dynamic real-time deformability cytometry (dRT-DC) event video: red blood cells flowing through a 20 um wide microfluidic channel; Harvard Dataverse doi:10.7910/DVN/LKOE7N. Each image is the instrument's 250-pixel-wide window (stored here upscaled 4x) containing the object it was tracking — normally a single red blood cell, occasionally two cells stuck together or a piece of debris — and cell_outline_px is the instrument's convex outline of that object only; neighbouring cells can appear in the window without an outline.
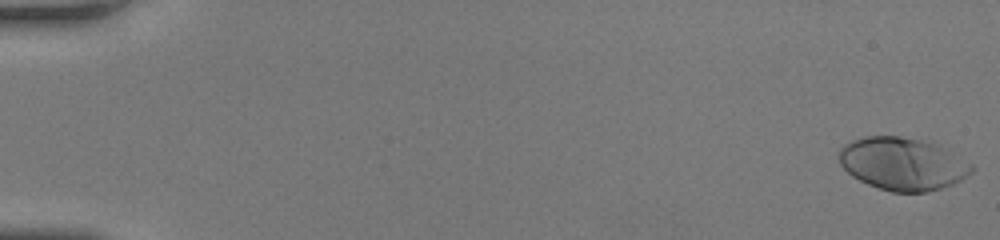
{"species": "human", "species_latin": "Homo sapiens", "temperature_condition": "room temperature", "stored_images_in_passage": 44, "camera_frame_rate_fps": 3000, "um_per_image_px": 0.085, "donor": {"sex": "female"}, "frame": {"image": 1, "passage_image": 1, "time_ms": 0.0, "image_size_px": [1000, 240], "cell_outline_px": [[976, 168], [972, 172], [960, 180], [952, 184], [928, 192], [892, 192], [868, 184], [852, 176], [840, 164], [840, 148], [844, 144], [852, 140], [864, 136], [900, 136], [932, 144], [972, 164]], "centroid_in_image_um": [76.68, 13.94], "position_along_channel_um": 8.3, "area_um2": 39.94}}
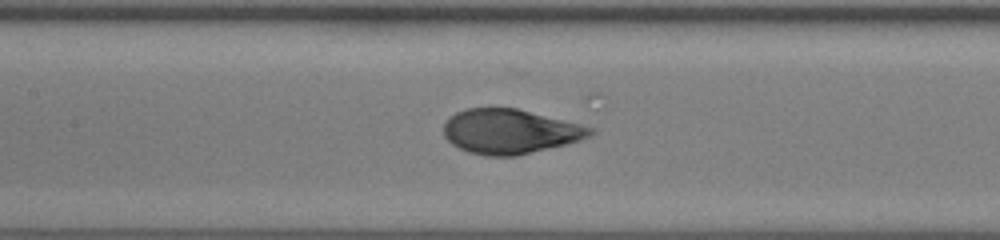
{"frame": {"image": 2, "passage_image": 26, "time_ms": 8.333, "image_size_px": [1000, 240], "cell_outline_px": [[596, 132], [580, 140], [516, 156], [484, 156], [468, 152], [452, 144], [444, 136], [444, 124], [456, 112], [468, 108], [516, 108], [596, 128]], "centroid_in_image_um": [43.35, 11.18], "position_along_channel_um": 164.1, "area_um2": 37.8}}
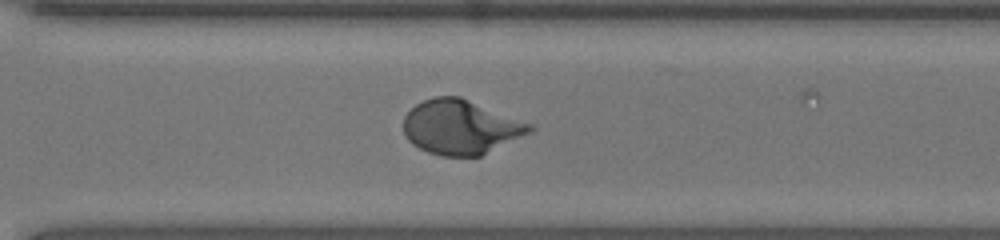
{"frame": {"image": 3, "passage_image": 38, "time_ms": 12.333, "image_size_px": [1000, 240], "cell_outline_px": [[536, 128], [532, 132], [480, 156], [440, 156], [428, 152], [412, 144], [404, 136], [404, 116], [416, 104], [424, 100], [436, 96], [460, 96], [532, 124]], "centroid_in_image_um": [39.16, 10.8], "position_along_channel_um": 331.4, "area_um2": 40.06}, "authors_computed_cell_mechanics": {"area_um2": 38.8416, "velocity_mm_per_s": 4.1805, "shape_relaxation_time_tau1_ms": 3.3542, "shape_relaxation_time_tau2_ms": null, "deformation_change_tau1": 0.199, "deformation_change_tau2": null}}